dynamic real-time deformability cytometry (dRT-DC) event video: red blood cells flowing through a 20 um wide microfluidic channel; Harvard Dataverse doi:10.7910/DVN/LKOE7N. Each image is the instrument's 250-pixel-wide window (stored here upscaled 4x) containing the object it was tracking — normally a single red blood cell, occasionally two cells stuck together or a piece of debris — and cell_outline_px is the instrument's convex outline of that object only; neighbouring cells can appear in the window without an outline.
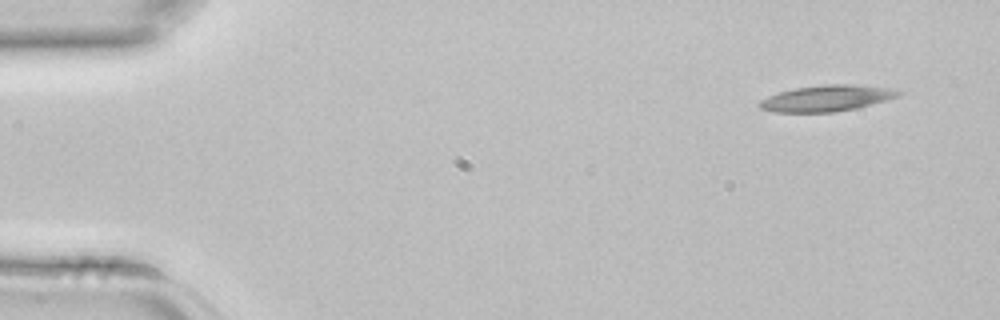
{"species": "common noctule bat (a hibernating species)", "species_latin": "Nyctalus noctula", "temperature_condition": "room temperature", "stored_images_in_passage": 4, "camera_frame_rate_fps": 3000, "um_per_image_px": 0.085, "animal": {"sex": "female", "body_mass_g": 22.7, "forearm_length_mm": 54.2}, "frame": {"image": 1, "passage_image": 1, "time_ms": 0.0, "image_size_px": [1000, 320], "cell_outline_px": [[904, 92], [896, 96], [884, 100], [856, 108], [836, 112], [772, 112], [760, 108], [756, 104], [760, 100], [768, 96], [780, 92], [796, 88], [828, 84], [852, 84], [888, 88]], "centroid_in_image_um": [70.2, 8.36], "position_along_channel_um": 14.8, "area_um2": 20.87}}
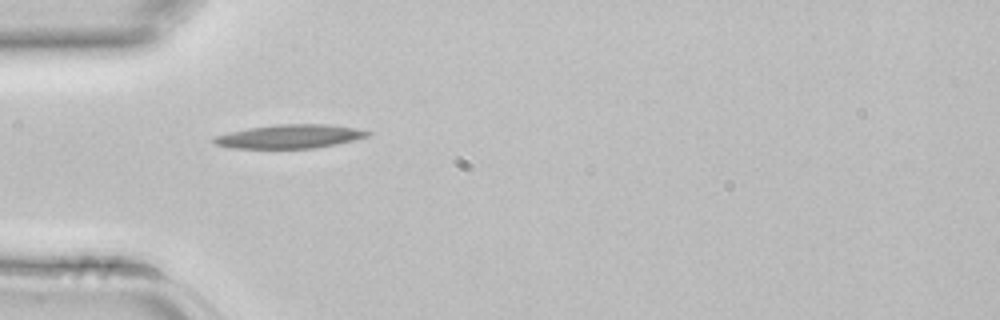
{"frame": {"image": 2, "passage_image": 4, "time_ms": 1.0, "image_size_px": [1000, 320], "cell_outline_px": [[372, 132], [368, 136], [336, 144], [312, 148], [232, 148], [216, 144], [212, 140], [216, 136], [248, 128], [280, 124], [328, 124], [352, 128]], "centroid_in_image_um": [24.63, 11.6], "position_along_channel_um": 60.4, "area_um2": 20.81}}